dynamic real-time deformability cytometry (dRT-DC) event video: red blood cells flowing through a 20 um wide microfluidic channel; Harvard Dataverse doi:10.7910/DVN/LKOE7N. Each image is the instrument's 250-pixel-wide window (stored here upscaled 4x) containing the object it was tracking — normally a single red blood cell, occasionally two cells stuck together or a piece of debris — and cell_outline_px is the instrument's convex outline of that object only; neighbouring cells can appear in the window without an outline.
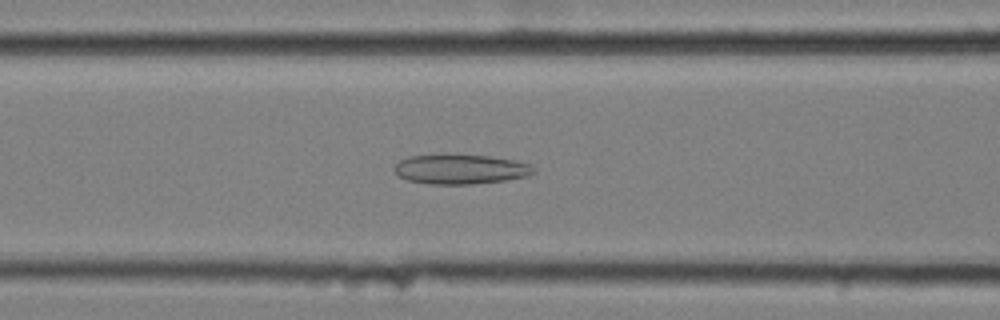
{"species": "common noctule bat (a hibernating species)", "species_latin": "Nyctalus noctula", "temperature_condition": "cold", "stored_images_in_passage": 58, "camera_frame_rate_fps": 3000, "um_per_image_px": 0.085, "animal": {"sex": "female", "body_mass_g": 25.1}, "frame": {"image": 1, "passage_image": 24, "time_ms": 7.667, "image_size_px": [1000, 320], "cell_outline_px": [[536, 172], [528, 176], [504, 180], [472, 184], [432, 184], [408, 180], [400, 176], [396, 172], [396, 164], [400, 160], [408, 156], [444, 152], [488, 156], [512, 160], [528, 164]], "centroid_in_image_um": [39.1, 14.34], "position_along_channel_um": 127.5, "area_um2": 24.39}}
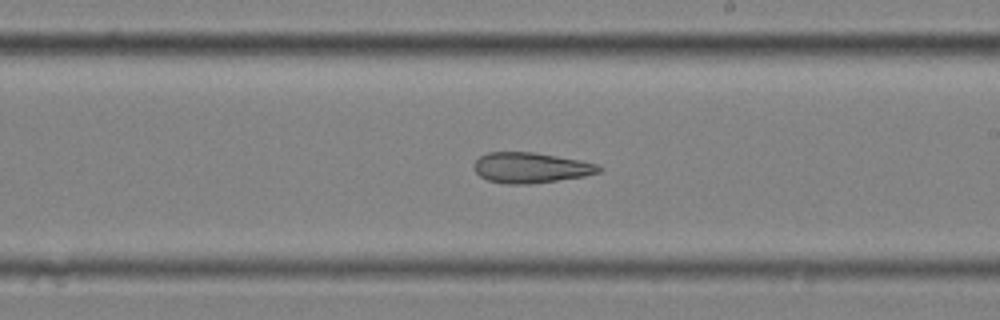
{"frame": {"image": 2, "passage_image": 34, "time_ms": 11.0, "image_size_px": [1000, 320], "cell_outline_px": [[604, 168], [600, 172], [584, 176], [528, 184], [508, 184], [488, 180], [480, 176], [476, 172], [476, 160], [480, 156], [488, 152], [532, 152], [580, 160], [596, 164]], "centroid_in_image_um": [45.13, 14.25], "position_along_channel_um": 243.9, "area_um2": 21.85}}
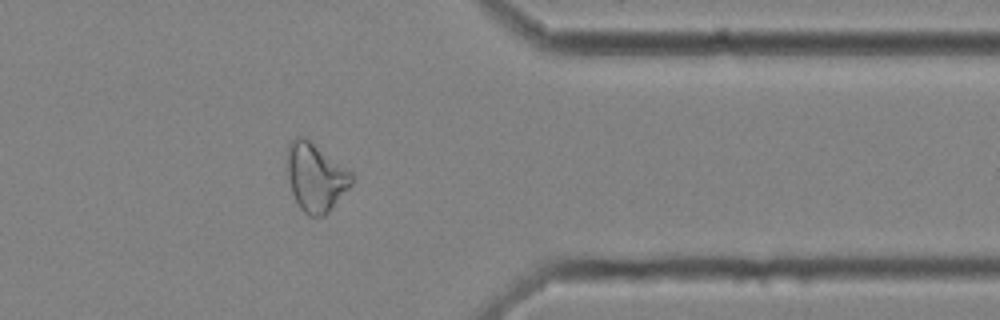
{"frame": {"image": 3, "passage_image": 47, "time_ms": 15.333, "image_size_px": [1000, 320], "cell_outline_px": [[352, 184], [328, 212], [324, 216], [308, 216], [300, 208], [292, 192], [288, 180], [288, 144], [296, 136], [304, 136], [352, 172]], "centroid_in_image_um": [26.82, 15.06], "position_along_channel_um": 384.6, "area_um2": 25.32}, "authors_computed_cell_mechanics": {"area_um2": 27.8307, "velocity_mm_per_s": 3.5012, "shape_relaxation_time_tau1_ms": null, "shape_relaxation_time_tau2_ms": 5.1698, "deformation_change_tau1": null, "deformation_change_tau2": 0.1587}}